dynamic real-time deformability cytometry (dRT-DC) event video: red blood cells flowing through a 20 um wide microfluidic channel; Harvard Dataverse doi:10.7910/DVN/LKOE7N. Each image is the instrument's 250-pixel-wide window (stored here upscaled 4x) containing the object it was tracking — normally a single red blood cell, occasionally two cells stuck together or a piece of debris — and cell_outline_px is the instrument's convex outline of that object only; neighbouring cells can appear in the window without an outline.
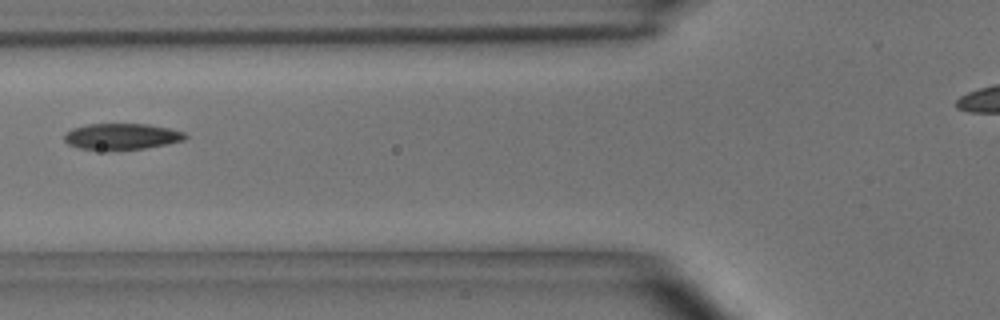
{"species": "common noctule bat (a hibernating species)", "species_latin": "Nyctalus noctula", "temperature_condition": "room temperature", "stored_images_in_passage": 5, "camera_frame_rate_fps": 3000, "um_per_image_px": 0.085, "animal": {"sex": "male", "body_mass_g": 15.6}, "frame": {"image": 1, "passage_image": 4, "time_ms": 3.333, "image_size_px": [1000, 320], "cell_outline_px": [[188, 136], [184, 140], [168, 144], [144, 148], [80, 148], [68, 144], [64, 140], [64, 136], [72, 128], [88, 124], [148, 124], [168, 128], [184, 132]], "centroid_in_image_um": [10.38, 11.57], "position_along_channel_um": 115.4, "area_um2": 17.86}}